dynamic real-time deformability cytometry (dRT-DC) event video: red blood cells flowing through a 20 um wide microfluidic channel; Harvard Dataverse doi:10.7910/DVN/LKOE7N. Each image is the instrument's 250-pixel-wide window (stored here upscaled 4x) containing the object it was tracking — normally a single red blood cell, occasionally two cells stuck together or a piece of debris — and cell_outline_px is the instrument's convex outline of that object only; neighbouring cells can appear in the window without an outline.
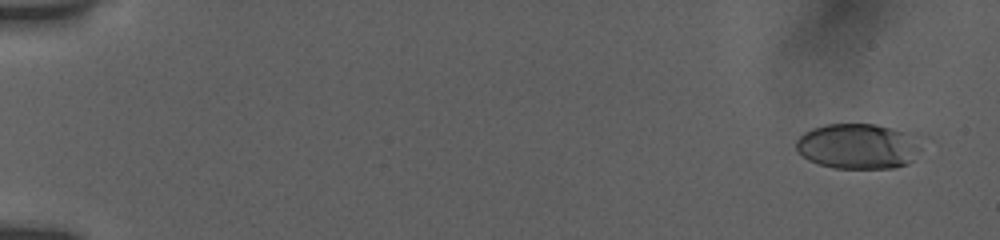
{"species": "human", "species_latin": "Homo sapiens", "temperature_condition": "room temperature", "stored_images_in_passage": 56, "camera_frame_rate_fps": 3000, "um_per_image_px": 0.085, "donor": {"sex": "female"}, "frame": {"image": 1, "passage_image": 4, "time_ms": 0.667, "image_size_px": [1000, 240], "cell_outline_px": [[928, 136], [912, 160], [908, 164], [892, 168], [832, 168], [808, 160], [796, 148], [796, 140], [804, 132], [812, 128], [824, 124], [876, 124], [912, 132]], "centroid_in_image_um": [73.05, 12.4], "position_along_channel_um": 11.9, "area_um2": 33.93}}
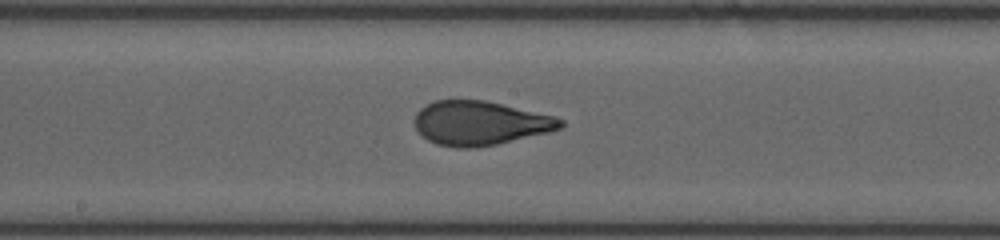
{"frame": {"image": 2, "passage_image": 32, "time_ms": 10.0, "image_size_px": [1000, 240], "cell_outline_px": [[564, 124], [560, 128], [548, 132], [496, 144], [476, 148], [456, 148], [436, 144], [428, 140], [416, 128], [416, 112], [420, 108], [436, 100], [484, 100], [556, 116], [564, 120]], "centroid_in_image_um": [40.82, 10.47], "position_along_channel_um": 207.4, "area_um2": 37.28}}
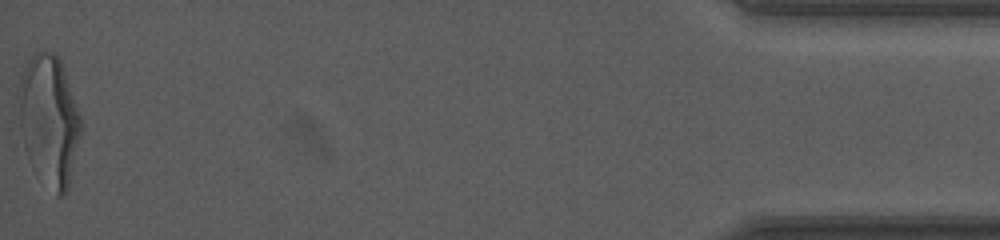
{"frame": {"image": 3, "passage_image": 56, "time_ms": 18.0, "image_size_px": [1000, 240], "cell_outline_px": [[80, 132], [68, 188], [64, 196], [56, 196], [28, 160], [24, 148], [20, 124], [20, 76], [28, 60], [36, 52], [56, 52], [60, 56], [80, 116]], "centroid_in_image_um": [4.17, 10.19], "position_along_channel_um": 431.0, "area_um2": 46.47}, "authors_computed_cell_mechanics": {"area_um2": 37.1365, "velocity_mm_per_s": 3.8686, "shape_relaxation_time_tau1_ms": 4.4112, "shape_relaxation_time_tau2_ms": null, "deformation_change_tau1": 0.2037, "deformation_change_tau2": null}}